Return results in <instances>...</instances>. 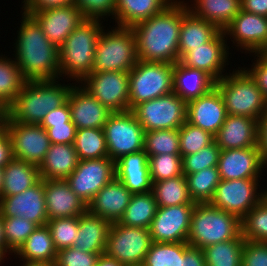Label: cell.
I'll list each match as a JSON object with an SVG mask.
<instances>
[{
  "instance_id": "1",
  "label": "cell",
  "mask_w": 267,
  "mask_h": 266,
  "mask_svg": "<svg viewBox=\"0 0 267 266\" xmlns=\"http://www.w3.org/2000/svg\"><path fill=\"white\" fill-rule=\"evenodd\" d=\"M184 1H173L162 12L134 24L138 60L173 63L179 61V34Z\"/></svg>"
},
{
  "instance_id": "2",
  "label": "cell",
  "mask_w": 267,
  "mask_h": 266,
  "mask_svg": "<svg viewBox=\"0 0 267 266\" xmlns=\"http://www.w3.org/2000/svg\"><path fill=\"white\" fill-rule=\"evenodd\" d=\"M14 57L23 78L54 80L60 78L59 48L52 44L38 22L23 12Z\"/></svg>"
},
{
  "instance_id": "3",
  "label": "cell",
  "mask_w": 267,
  "mask_h": 266,
  "mask_svg": "<svg viewBox=\"0 0 267 266\" xmlns=\"http://www.w3.org/2000/svg\"><path fill=\"white\" fill-rule=\"evenodd\" d=\"M72 86L61 85L57 79L25 81L7 108V118L21 124H40L48 112L67 102Z\"/></svg>"
},
{
  "instance_id": "4",
  "label": "cell",
  "mask_w": 267,
  "mask_h": 266,
  "mask_svg": "<svg viewBox=\"0 0 267 266\" xmlns=\"http://www.w3.org/2000/svg\"><path fill=\"white\" fill-rule=\"evenodd\" d=\"M100 21L85 18L59 48L60 77L67 76L79 84L92 72L97 40L105 28Z\"/></svg>"
},
{
  "instance_id": "5",
  "label": "cell",
  "mask_w": 267,
  "mask_h": 266,
  "mask_svg": "<svg viewBox=\"0 0 267 266\" xmlns=\"http://www.w3.org/2000/svg\"><path fill=\"white\" fill-rule=\"evenodd\" d=\"M241 234L240 219L210 203H196L192 214L187 243L203 249L207 246L235 239Z\"/></svg>"
},
{
  "instance_id": "6",
  "label": "cell",
  "mask_w": 267,
  "mask_h": 266,
  "mask_svg": "<svg viewBox=\"0 0 267 266\" xmlns=\"http://www.w3.org/2000/svg\"><path fill=\"white\" fill-rule=\"evenodd\" d=\"M245 68L247 67H238V70L233 69L229 75L226 73L216 81L215 87L223 98L227 114L259 120L264 113L265 98Z\"/></svg>"
},
{
  "instance_id": "7",
  "label": "cell",
  "mask_w": 267,
  "mask_h": 266,
  "mask_svg": "<svg viewBox=\"0 0 267 266\" xmlns=\"http://www.w3.org/2000/svg\"><path fill=\"white\" fill-rule=\"evenodd\" d=\"M137 61L136 38L131 27L102 30L95 48L92 72H129Z\"/></svg>"
},
{
  "instance_id": "8",
  "label": "cell",
  "mask_w": 267,
  "mask_h": 266,
  "mask_svg": "<svg viewBox=\"0 0 267 266\" xmlns=\"http://www.w3.org/2000/svg\"><path fill=\"white\" fill-rule=\"evenodd\" d=\"M173 63L138 60L129 71V110L173 92Z\"/></svg>"
},
{
  "instance_id": "9",
  "label": "cell",
  "mask_w": 267,
  "mask_h": 266,
  "mask_svg": "<svg viewBox=\"0 0 267 266\" xmlns=\"http://www.w3.org/2000/svg\"><path fill=\"white\" fill-rule=\"evenodd\" d=\"M152 244L149 228L111 224L104 254L123 266L142 265Z\"/></svg>"
},
{
  "instance_id": "10",
  "label": "cell",
  "mask_w": 267,
  "mask_h": 266,
  "mask_svg": "<svg viewBox=\"0 0 267 266\" xmlns=\"http://www.w3.org/2000/svg\"><path fill=\"white\" fill-rule=\"evenodd\" d=\"M145 132L179 129L186 122L187 103L174 92L139 103L131 110Z\"/></svg>"
},
{
  "instance_id": "11",
  "label": "cell",
  "mask_w": 267,
  "mask_h": 266,
  "mask_svg": "<svg viewBox=\"0 0 267 266\" xmlns=\"http://www.w3.org/2000/svg\"><path fill=\"white\" fill-rule=\"evenodd\" d=\"M103 130L108 157L113 161L144 150L145 131L131 110L112 113Z\"/></svg>"
},
{
  "instance_id": "12",
  "label": "cell",
  "mask_w": 267,
  "mask_h": 266,
  "mask_svg": "<svg viewBox=\"0 0 267 266\" xmlns=\"http://www.w3.org/2000/svg\"><path fill=\"white\" fill-rule=\"evenodd\" d=\"M259 182L258 178L221 179L209 203L223 211L232 213L241 220L267 196L266 190L261 193V190H257L258 186L260 187Z\"/></svg>"
},
{
  "instance_id": "13",
  "label": "cell",
  "mask_w": 267,
  "mask_h": 266,
  "mask_svg": "<svg viewBox=\"0 0 267 266\" xmlns=\"http://www.w3.org/2000/svg\"><path fill=\"white\" fill-rule=\"evenodd\" d=\"M80 83L111 112L129 111V72H91Z\"/></svg>"
},
{
  "instance_id": "14",
  "label": "cell",
  "mask_w": 267,
  "mask_h": 266,
  "mask_svg": "<svg viewBox=\"0 0 267 266\" xmlns=\"http://www.w3.org/2000/svg\"><path fill=\"white\" fill-rule=\"evenodd\" d=\"M116 177L115 161L107 157L79 160L77 167L65 180L87 204Z\"/></svg>"
},
{
  "instance_id": "15",
  "label": "cell",
  "mask_w": 267,
  "mask_h": 266,
  "mask_svg": "<svg viewBox=\"0 0 267 266\" xmlns=\"http://www.w3.org/2000/svg\"><path fill=\"white\" fill-rule=\"evenodd\" d=\"M5 131L10 137L14 159L41 164L51 142L40 124H21L7 118Z\"/></svg>"
},
{
  "instance_id": "16",
  "label": "cell",
  "mask_w": 267,
  "mask_h": 266,
  "mask_svg": "<svg viewBox=\"0 0 267 266\" xmlns=\"http://www.w3.org/2000/svg\"><path fill=\"white\" fill-rule=\"evenodd\" d=\"M195 204L158 207L149 228L152 242H187Z\"/></svg>"
},
{
  "instance_id": "17",
  "label": "cell",
  "mask_w": 267,
  "mask_h": 266,
  "mask_svg": "<svg viewBox=\"0 0 267 266\" xmlns=\"http://www.w3.org/2000/svg\"><path fill=\"white\" fill-rule=\"evenodd\" d=\"M0 215L2 218L22 217L35 223L37 226L46 225L48 217L44 194V180L41 179L37 184L22 193L1 196Z\"/></svg>"
},
{
  "instance_id": "18",
  "label": "cell",
  "mask_w": 267,
  "mask_h": 266,
  "mask_svg": "<svg viewBox=\"0 0 267 266\" xmlns=\"http://www.w3.org/2000/svg\"><path fill=\"white\" fill-rule=\"evenodd\" d=\"M227 50H230L227 46V37L221 30L211 41L184 53L179 62L186 67L202 70L218 81L225 76L222 72L226 64L229 65L226 63L229 56Z\"/></svg>"
},
{
  "instance_id": "19",
  "label": "cell",
  "mask_w": 267,
  "mask_h": 266,
  "mask_svg": "<svg viewBox=\"0 0 267 266\" xmlns=\"http://www.w3.org/2000/svg\"><path fill=\"white\" fill-rule=\"evenodd\" d=\"M218 171L222 180L259 178L267 167L259 147L221 150Z\"/></svg>"
},
{
  "instance_id": "20",
  "label": "cell",
  "mask_w": 267,
  "mask_h": 266,
  "mask_svg": "<svg viewBox=\"0 0 267 266\" xmlns=\"http://www.w3.org/2000/svg\"><path fill=\"white\" fill-rule=\"evenodd\" d=\"M226 37L245 53L257 54L267 45V17L241 11L233 18L232 22L223 30ZM238 44V45H237ZM250 51V52H249Z\"/></svg>"
},
{
  "instance_id": "21",
  "label": "cell",
  "mask_w": 267,
  "mask_h": 266,
  "mask_svg": "<svg viewBox=\"0 0 267 266\" xmlns=\"http://www.w3.org/2000/svg\"><path fill=\"white\" fill-rule=\"evenodd\" d=\"M30 15L41 26L48 40L58 48L64 44L71 32L85 19L74 4L32 12Z\"/></svg>"
},
{
  "instance_id": "22",
  "label": "cell",
  "mask_w": 267,
  "mask_h": 266,
  "mask_svg": "<svg viewBox=\"0 0 267 266\" xmlns=\"http://www.w3.org/2000/svg\"><path fill=\"white\" fill-rule=\"evenodd\" d=\"M73 85L68 95L71 121L78 129L103 128L113 113L82 86Z\"/></svg>"
},
{
  "instance_id": "23",
  "label": "cell",
  "mask_w": 267,
  "mask_h": 266,
  "mask_svg": "<svg viewBox=\"0 0 267 266\" xmlns=\"http://www.w3.org/2000/svg\"><path fill=\"white\" fill-rule=\"evenodd\" d=\"M227 116L223 98L215 87L187 103L186 122L215 136Z\"/></svg>"
},
{
  "instance_id": "24",
  "label": "cell",
  "mask_w": 267,
  "mask_h": 266,
  "mask_svg": "<svg viewBox=\"0 0 267 266\" xmlns=\"http://www.w3.org/2000/svg\"><path fill=\"white\" fill-rule=\"evenodd\" d=\"M44 194L48 220L76 217L87 211V203L76 195L65 179L44 180Z\"/></svg>"
},
{
  "instance_id": "25",
  "label": "cell",
  "mask_w": 267,
  "mask_h": 266,
  "mask_svg": "<svg viewBox=\"0 0 267 266\" xmlns=\"http://www.w3.org/2000/svg\"><path fill=\"white\" fill-rule=\"evenodd\" d=\"M133 193L116 177L87 204V210L111 223L119 222Z\"/></svg>"
},
{
  "instance_id": "26",
  "label": "cell",
  "mask_w": 267,
  "mask_h": 266,
  "mask_svg": "<svg viewBox=\"0 0 267 266\" xmlns=\"http://www.w3.org/2000/svg\"><path fill=\"white\" fill-rule=\"evenodd\" d=\"M214 139L221 150L258 147V120L227 114Z\"/></svg>"
},
{
  "instance_id": "27",
  "label": "cell",
  "mask_w": 267,
  "mask_h": 266,
  "mask_svg": "<svg viewBox=\"0 0 267 266\" xmlns=\"http://www.w3.org/2000/svg\"><path fill=\"white\" fill-rule=\"evenodd\" d=\"M116 178L133 194L152 191L148 155L144 150L126 154L115 161Z\"/></svg>"
},
{
  "instance_id": "28",
  "label": "cell",
  "mask_w": 267,
  "mask_h": 266,
  "mask_svg": "<svg viewBox=\"0 0 267 266\" xmlns=\"http://www.w3.org/2000/svg\"><path fill=\"white\" fill-rule=\"evenodd\" d=\"M216 81L206 72L186 67L179 61L173 69V92L186 103L209 93L215 88Z\"/></svg>"
},
{
  "instance_id": "29",
  "label": "cell",
  "mask_w": 267,
  "mask_h": 266,
  "mask_svg": "<svg viewBox=\"0 0 267 266\" xmlns=\"http://www.w3.org/2000/svg\"><path fill=\"white\" fill-rule=\"evenodd\" d=\"M111 224L87 210L79 216V230L73 247L87 253L104 254Z\"/></svg>"
},
{
  "instance_id": "30",
  "label": "cell",
  "mask_w": 267,
  "mask_h": 266,
  "mask_svg": "<svg viewBox=\"0 0 267 266\" xmlns=\"http://www.w3.org/2000/svg\"><path fill=\"white\" fill-rule=\"evenodd\" d=\"M79 158L74 144H53L38 166L43 180L66 179L77 167Z\"/></svg>"
},
{
  "instance_id": "31",
  "label": "cell",
  "mask_w": 267,
  "mask_h": 266,
  "mask_svg": "<svg viewBox=\"0 0 267 266\" xmlns=\"http://www.w3.org/2000/svg\"><path fill=\"white\" fill-rule=\"evenodd\" d=\"M221 30L211 22L196 17L189 10L182 16L179 34V58L194 47L211 41Z\"/></svg>"
},
{
  "instance_id": "32",
  "label": "cell",
  "mask_w": 267,
  "mask_h": 266,
  "mask_svg": "<svg viewBox=\"0 0 267 266\" xmlns=\"http://www.w3.org/2000/svg\"><path fill=\"white\" fill-rule=\"evenodd\" d=\"M3 175L1 196L22 193L41 180L37 165L14 158L4 166Z\"/></svg>"
},
{
  "instance_id": "33",
  "label": "cell",
  "mask_w": 267,
  "mask_h": 266,
  "mask_svg": "<svg viewBox=\"0 0 267 266\" xmlns=\"http://www.w3.org/2000/svg\"><path fill=\"white\" fill-rule=\"evenodd\" d=\"M174 0H116L115 22L120 27H132L140 21L162 12Z\"/></svg>"
},
{
  "instance_id": "34",
  "label": "cell",
  "mask_w": 267,
  "mask_h": 266,
  "mask_svg": "<svg viewBox=\"0 0 267 266\" xmlns=\"http://www.w3.org/2000/svg\"><path fill=\"white\" fill-rule=\"evenodd\" d=\"M188 10L224 30L241 11V0H193ZM193 5V6H192Z\"/></svg>"
},
{
  "instance_id": "35",
  "label": "cell",
  "mask_w": 267,
  "mask_h": 266,
  "mask_svg": "<svg viewBox=\"0 0 267 266\" xmlns=\"http://www.w3.org/2000/svg\"><path fill=\"white\" fill-rule=\"evenodd\" d=\"M57 252L50 229L43 225L38 226L14 254L18 255L21 261L55 264Z\"/></svg>"
},
{
  "instance_id": "36",
  "label": "cell",
  "mask_w": 267,
  "mask_h": 266,
  "mask_svg": "<svg viewBox=\"0 0 267 266\" xmlns=\"http://www.w3.org/2000/svg\"><path fill=\"white\" fill-rule=\"evenodd\" d=\"M157 208L152 191L133 194L119 223L128 227L150 228Z\"/></svg>"
},
{
  "instance_id": "37",
  "label": "cell",
  "mask_w": 267,
  "mask_h": 266,
  "mask_svg": "<svg viewBox=\"0 0 267 266\" xmlns=\"http://www.w3.org/2000/svg\"><path fill=\"white\" fill-rule=\"evenodd\" d=\"M152 192L158 207L196 204L189 196L185 175L152 182Z\"/></svg>"
},
{
  "instance_id": "38",
  "label": "cell",
  "mask_w": 267,
  "mask_h": 266,
  "mask_svg": "<svg viewBox=\"0 0 267 266\" xmlns=\"http://www.w3.org/2000/svg\"><path fill=\"white\" fill-rule=\"evenodd\" d=\"M244 241L240 234L235 239L203 248L206 266H241Z\"/></svg>"
},
{
  "instance_id": "39",
  "label": "cell",
  "mask_w": 267,
  "mask_h": 266,
  "mask_svg": "<svg viewBox=\"0 0 267 266\" xmlns=\"http://www.w3.org/2000/svg\"><path fill=\"white\" fill-rule=\"evenodd\" d=\"M184 175L191 200L194 203H209L221 181L218 167H209L196 173Z\"/></svg>"
},
{
  "instance_id": "40",
  "label": "cell",
  "mask_w": 267,
  "mask_h": 266,
  "mask_svg": "<svg viewBox=\"0 0 267 266\" xmlns=\"http://www.w3.org/2000/svg\"><path fill=\"white\" fill-rule=\"evenodd\" d=\"M74 148L79 160L107 157L108 150L103 128L78 129Z\"/></svg>"
},
{
  "instance_id": "41",
  "label": "cell",
  "mask_w": 267,
  "mask_h": 266,
  "mask_svg": "<svg viewBox=\"0 0 267 266\" xmlns=\"http://www.w3.org/2000/svg\"><path fill=\"white\" fill-rule=\"evenodd\" d=\"M0 56V102L8 108L21 91L25 79L15 60Z\"/></svg>"
},
{
  "instance_id": "42",
  "label": "cell",
  "mask_w": 267,
  "mask_h": 266,
  "mask_svg": "<svg viewBox=\"0 0 267 266\" xmlns=\"http://www.w3.org/2000/svg\"><path fill=\"white\" fill-rule=\"evenodd\" d=\"M189 247L187 242H152L142 266H180V259Z\"/></svg>"
},
{
  "instance_id": "43",
  "label": "cell",
  "mask_w": 267,
  "mask_h": 266,
  "mask_svg": "<svg viewBox=\"0 0 267 266\" xmlns=\"http://www.w3.org/2000/svg\"><path fill=\"white\" fill-rule=\"evenodd\" d=\"M240 224L245 240L267 242V196L240 220Z\"/></svg>"
},
{
  "instance_id": "44",
  "label": "cell",
  "mask_w": 267,
  "mask_h": 266,
  "mask_svg": "<svg viewBox=\"0 0 267 266\" xmlns=\"http://www.w3.org/2000/svg\"><path fill=\"white\" fill-rule=\"evenodd\" d=\"M144 151L147 155L180 154L179 129L145 132Z\"/></svg>"
},
{
  "instance_id": "45",
  "label": "cell",
  "mask_w": 267,
  "mask_h": 266,
  "mask_svg": "<svg viewBox=\"0 0 267 266\" xmlns=\"http://www.w3.org/2000/svg\"><path fill=\"white\" fill-rule=\"evenodd\" d=\"M37 227L22 217L3 218L5 254L15 253Z\"/></svg>"
},
{
  "instance_id": "46",
  "label": "cell",
  "mask_w": 267,
  "mask_h": 266,
  "mask_svg": "<svg viewBox=\"0 0 267 266\" xmlns=\"http://www.w3.org/2000/svg\"><path fill=\"white\" fill-rule=\"evenodd\" d=\"M148 164L152 182L184 175L181 154L148 155Z\"/></svg>"
},
{
  "instance_id": "47",
  "label": "cell",
  "mask_w": 267,
  "mask_h": 266,
  "mask_svg": "<svg viewBox=\"0 0 267 266\" xmlns=\"http://www.w3.org/2000/svg\"><path fill=\"white\" fill-rule=\"evenodd\" d=\"M53 243L57 251L70 248L77 240L79 216L54 218L47 221Z\"/></svg>"
},
{
  "instance_id": "48",
  "label": "cell",
  "mask_w": 267,
  "mask_h": 266,
  "mask_svg": "<svg viewBox=\"0 0 267 266\" xmlns=\"http://www.w3.org/2000/svg\"><path fill=\"white\" fill-rule=\"evenodd\" d=\"M215 141L214 136L196 126L185 122L179 128V145L181 157L197 153Z\"/></svg>"
},
{
  "instance_id": "49",
  "label": "cell",
  "mask_w": 267,
  "mask_h": 266,
  "mask_svg": "<svg viewBox=\"0 0 267 266\" xmlns=\"http://www.w3.org/2000/svg\"><path fill=\"white\" fill-rule=\"evenodd\" d=\"M221 149L214 141L197 153L182 157L183 174H191L200 170L217 167Z\"/></svg>"
},
{
  "instance_id": "50",
  "label": "cell",
  "mask_w": 267,
  "mask_h": 266,
  "mask_svg": "<svg viewBox=\"0 0 267 266\" xmlns=\"http://www.w3.org/2000/svg\"><path fill=\"white\" fill-rule=\"evenodd\" d=\"M84 18L102 20L107 16H115L116 0H74L73 3Z\"/></svg>"
},
{
  "instance_id": "51",
  "label": "cell",
  "mask_w": 267,
  "mask_h": 266,
  "mask_svg": "<svg viewBox=\"0 0 267 266\" xmlns=\"http://www.w3.org/2000/svg\"><path fill=\"white\" fill-rule=\"evenodd\" d=\"M100 255L87 253L72 246L57 252L54 266H95Z\"/></svg>"
},
{
  "instance_id": "52",
  "label": "cell",
  "mask_w": 267,
  "mask_h": 266,
  "mask_svg": "<svg viewBox=\"0 0 267 266\" xmlns=\"http://www.w3.org/2000/svg\"><path fill=\"white\" fill-rule=\"evenodd\" d=\"M241 266H267V242L245 240Z\"/></svg>"
},
{
  "instance_id": "53",
  "label": "cell",
  "mask_w": 267,
  "mask_h": 266,
  "mask_svg": "<svg viewBox=\"0 0 267 266\" xmlns=\"http://www.w3.org/2000/svg\"><path fill=\"white\" fill-rule=\"evenodd\" d=\"M53 144H74L77 128L73 123L53 125V127H43Z\"/></svg>"
},
{
  "instance_id": "54",
  "label": "cell",
  "mask_w": 267,
  "mask_h": 266,
  "mask_svg": "<svg viewBox=\"0 0 267 266\" xmlns=\"http://www.w3.org/2000/svg\"><path fill=\"white\" fill-rule=\"evenodd\" d=\"M257 56L256 63L253 62L251 68L245 69L251 77L256 81L257 86L262 91L263 97H267V62L264 61L258 54H253Z\"/></svg>"
},
{
  "instance_id": "55",
  "label": "cell",
  "mask_w": 267,
  "mask_h": 266,
  "mask_svg": "<svg viewBox=\"0 0 267 266\" xmlns=\"http://www.w3.org/2000/svg\"><path fill=\"white\" fill-rule=\"evenodd\" d=\"M22 3L23 12L30 15L32 12L71 5L74 0H24Z\"/></svg>"
},
{
  "instance_id": "56",
  "label": "cell",
  "mask_w": 267,
  "mask_h": 266,
  "mask_svg": "<svg viewBox=\"0 0 267 266\" xmlns=\"http://www.w3.org/2000/svg\"><path fill=\"white\" fill-rule=\"evenodd\" d=\"M64 123H72L71 111L68 102L48 112L41 121L40 125L42 127H53V125Z\"/></svg>"
},
{
  "instance_id": "57",
  "label": "cell",
  "mask_w": 267,
  "mask_h": 266,
  "mask_svg": "<svg viewBox=\"0 0 267 266\" xmlns=\"http://www.w3.org/2000/svg\"><path fill=\"white\" fill-rule=\"evenodd\" d=\"M180 266H206L203 250L190 246L181 257Z\"/></svg>"
},
{
  "instance_id": "58",
  "label": "cell",
  "mask_w": 267,
  "mask_h": 266,
  "mask_svg": "<svg viewBox=\"0 0 267 266\" xmlns=\"http://www.w3.org/2000/svg\"><path fill=\"white\" fill-rule=\"evenodd\" d=\"M258 147L267 165V115H262L258 120Z\"/></svg>"
},
{
  "instance_id": "59",
  "label": "cell",
  "mask_w": 267,
  "mask_h": 266,
  "mask_svg": "<svg viewBox=\"0 0 267 266\" xmlns=\"http://www.w3.org/2000/svg\"><path fill=\"white\" fill-rule=\"evenodd\" d=\"M241 9L249 13L267 17V0H241Z\"/></svg>"
},
{
  "instance_id": "60",
  "label": "cell",
  "mask_w": 267,
  "mask_h": 266,
  "mask_svg": "<svg viewBox=\"0 0 267 266\" xmlns=\"http://www.w3.org/2000/svg\"><path fill=\"white\" fill-rule=\"evenodd\" d=\"M13 158L10 137L5 131L0 136V168L4 166Z\"/></svg>"
},
{
  "instance_id": "61",
  "label": "cell",
  "mask_w": 267,
  "mask_h": 266,
  "mask_svg": "<svg viewBox=\"0 0 267 266\" xmlns=\"http://www.w3.org/2000/svg\"><path fill=\"white\" fill-rule=\"evenodd\" d=\"M95 266H123V265L116 259H113L105 254H102L98 257Z\"/></svg>"
},
{
  "instance_id": "62",
  "label": "cell",
  "mask_w": 267,
  "mask_h": 266,
  "mask_svg": "<svg viewBox=\"0 0 267 266\" xmlns=\"http://www.w3.org/2000/svg\"><path fill=\"white\" fill-rule=\"evenodd\" d=\"M0 249L5 253V237L3 229V218L0 215Z\"/></svg>"
},
{
  "instance_id": "63",
  "label": "cell",
  "mask_w": 267,
  "mask_h": 266,
  "mask_svg": "<svg viewBox=\"0 0 267 266\" xmlns=\"http://www.w3.org/2000/svg\"><path fill=\"white\" fill-rule=\"evenodd\" d=\"M21 266H54L53 263H47V262H29V261H23V265Z\"/></svg>"
},
{
  "instance_id": "64",
  "label": "cell",
  "mask_w": 267,
  "mask_h": 266,
  "mask_svg": "<svg viewBox=\"0 0 267 266\" xmlns=\"http://www.w3.org/2000/svg\"><path fill=\"white\" fill-rule=\"evenodd\" d=\"M0 121H7V108L0 102Z\"/></svg>"
},
{
  "instance_id": "65",
  "label": "cell",
  "mask_w": 267,
  "mask_h": 266,
  "mask_svg": "<svg viewBox=\"0 0 267 266\" xmlns=\"http://www.w3.org/2000/svg\"><path fill=\"white\" fill-rule=\"evenodd\" d=\"M264 61L267 62V45L264 46L258 53H257Z\"/></svg>"
},
{
  "instance_id": "66",
  "label": "cell",
  "mask_w": 267,
  "mask_h": 266,
  "mask_svg": "<svg viewBox=\"0 0 267 266\" xmlns=\"http://www.w3.org/2000/svg\"><path fill=\"white\" fill-rule=\"evenodd\" d=\"M3 168H0V198H1V192H2V186H3Z\"/></svg>"
},
{
  "instance_id": "67",
  "label": "cell",
  "mask_w": 267,
  "mask_h": 266,
  "mask_svg": "<svg viewBox=\"0 0 267 266\" xmlns=\"http://www.w3.org/2000/svg\"><path fill=\"white\" fill-rule=\"evenodd\" d=\"M7 121H0V136L5 132V125Z\"/></svg>"
},
{
  "instance_id": "68",
  "label": "cell",
  "mask_w": 267,
  "mask_h": 266,
  "mask_svg": "<svg viewBox=\"0 0 267 266\" xmlns=\"http://www.w3.org/2000/svg\"><path fill=\"white\" fill-rule=\"evenodd\" d=\"M5 255L6 254L0 249V264L4 261L5 257L7 258V256H5Z\"/></svg>"
},
{
  "instance_id": "69",
  "label": "cell",
  "mask_w": 267,
  "mask_h": 266,
  "mask_svg": "<svg viewBox=\"0 0 267 266\" xmlns=\"http://www.w3.org/2000/svg\"><path fill=\"white\" fill-rule=\"evenodd\" d=\"M263 115H267V97L265 98L264 113H263Z\"/></svg>"
}]
</instances>
